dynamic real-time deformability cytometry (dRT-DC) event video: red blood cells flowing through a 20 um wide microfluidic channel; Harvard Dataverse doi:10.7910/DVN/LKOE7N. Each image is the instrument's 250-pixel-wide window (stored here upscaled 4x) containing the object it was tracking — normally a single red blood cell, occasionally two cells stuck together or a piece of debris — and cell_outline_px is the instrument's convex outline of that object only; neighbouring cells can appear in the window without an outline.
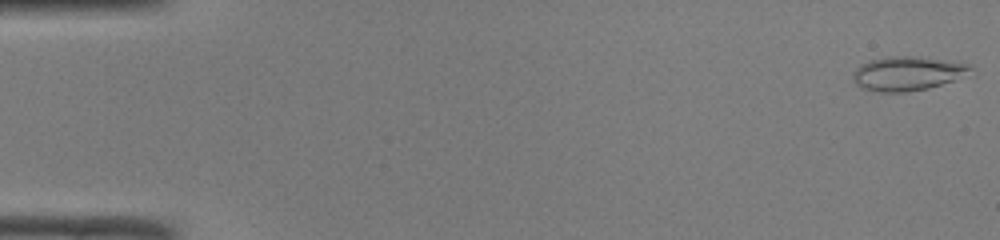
{"species": "common noctule bat (a hibernating species)", "species_latin": "Nyctalus noctula", "temperature_condition": "room temperature", "stored_images_in_passage": 49, "camera_frame_rate_fps": 3000, "um_per_image_px": 0.085, "animal": {"sex": "male", "body_mass_g": 19.0, "forearm_length_mm": 50.8}, "frame": {"image": 1, "passage_image": 1, "time_ms": 0.0, "image_size_px": [1000, 240], "cell_outline_px": [[972, 68], [952, 80], [928, 88], [904, 92], [880, 92], [860, 88], [852, 80], [852, 76], [856, 68], [860, 64], [868, 60], [888, 56], [912, 56], [972, 64]], "centroid_in_image_um": [77.01, 6.24], "position_along_channel_um": 8.0, "area_um2": 23.0}}
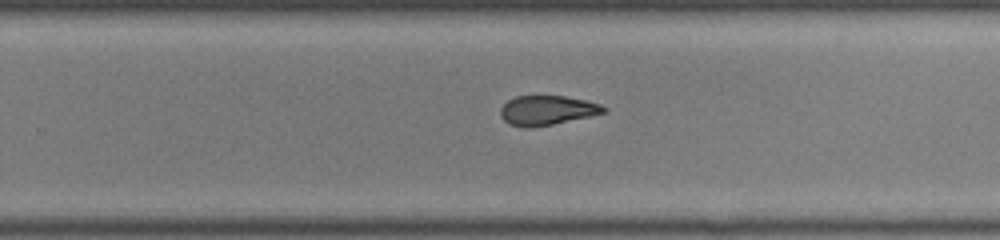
{"frame": {"image": 2, "passage_image": 32, "time_ms": 10.333, "image_size_px": [1000, 240], "cell_outline_px": [[608, 112], [552, 124], [532, 128], [524, 128], [508, 124], [500, 116], [500, 108], [508, 100], [516, 96], [564, 96], [584, 100], [600, 104], [608, 108]], "centroid_in_image_um": [46.48, 9.38], "position_along_channel_um": 283.3, "area_um2": 17.8}}
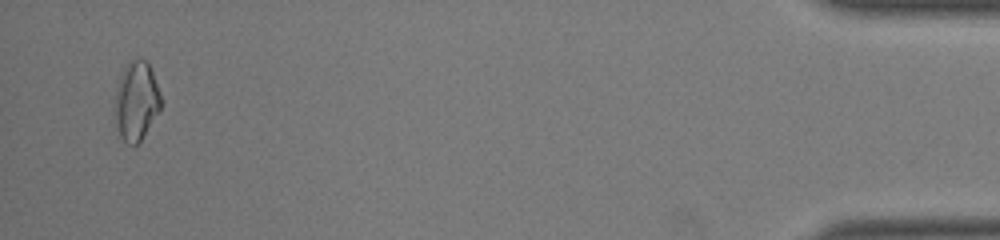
{"frame": {"image": 3, "passage_image": 48, "time_ms": 15.667, "image_size_px": [1000, 240], "cell_outline_px": [[160, 112], [140, 140], [136, 144], [128, 144], [120, 136], [116, 128], [112, 112], [116, 92], [120, 76], [124, 68], [132, 60], [148, 60], [160, 92]], "centroid_in_image_um": [11.56, 8.61], "position_along_channel_um": 423.6, "area_um2": 21.33}, "authors_computed_cell_mechanics": {"area_um2": 19.4208, "velocity_mm_per_s": 4.1324, "shape_relaxation_time_tau1_ms": null, "shape_relaxation_time_tau2_ms": 3.5038, "deformation_change_tau1": null, "deformation_change_tau2": 0.103}}